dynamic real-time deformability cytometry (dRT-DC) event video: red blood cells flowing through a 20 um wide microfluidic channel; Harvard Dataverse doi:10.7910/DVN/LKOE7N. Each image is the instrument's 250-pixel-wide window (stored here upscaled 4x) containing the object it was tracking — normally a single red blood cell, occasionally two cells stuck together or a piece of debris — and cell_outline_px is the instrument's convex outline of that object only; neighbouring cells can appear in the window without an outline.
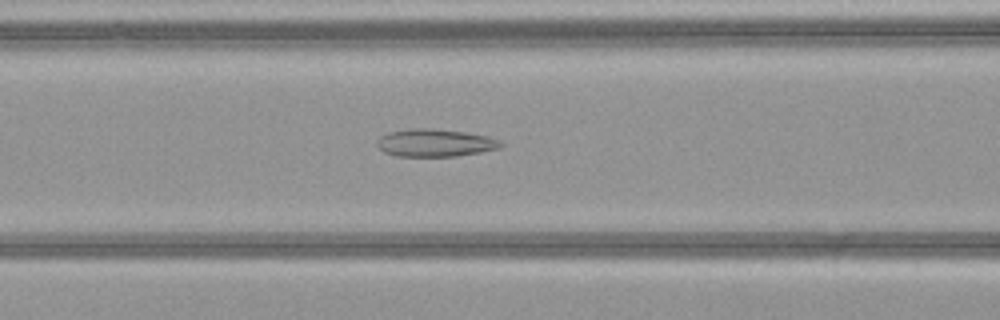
{"species": "common noctule bat (a hibernating species)", "species_latin": "Nyctalus noctula", "temperature_condition": "warm", "stored_images_in_passage": 39, "camera_frame_rate_fps": 3000, "um_per_image_px": 0.085, "animal": {"sex": "female", "body_mass_g": 21.9}, "frame": {"image": 1, "passage_image": 10, "time_ms": 3.0, "image_size_px": [1000, 320], "cell_outline_px": [[504, 144], [500, 148], [480, 152], [456, 156], [396, 156], [384, 152], [376, 144], [376, 140], [380, 136], [388, 132], [408, 128], [428, 128], [464, 132], [488, 136], [500, 140]], "centroid_in_image_um": [36.96, 12.14], "position_along_channel_um": 129.6, "area_um2": 20.0}}
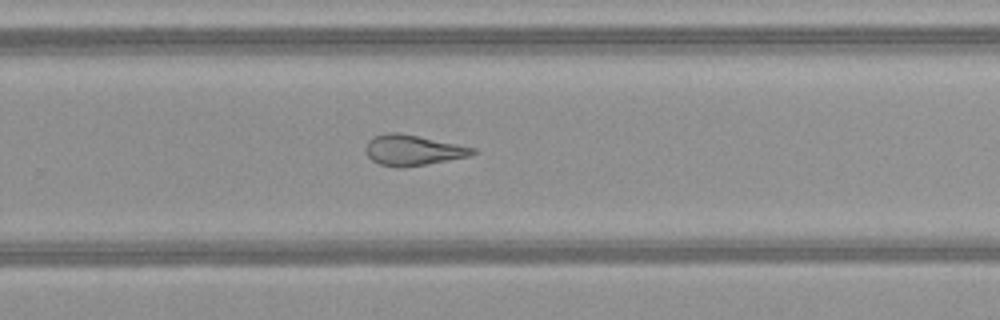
{"frame": {"image": 2, "passage_image": 22, "time_ms": 7.0, "image_size_px": [1000, 320], "cell_outline_px": [[476, 152], [468, 156], [404, 168], [396, 168], [380, 164], [372, 160], [368, 156], [364, 148], [368, 140], [372, 136], [384, 132], [396, 132], [476, 148]], "centroid_in_image_um": [35.01, 12.76], "position_along_channel_um": 294.8, "area_um2": 18.9}}
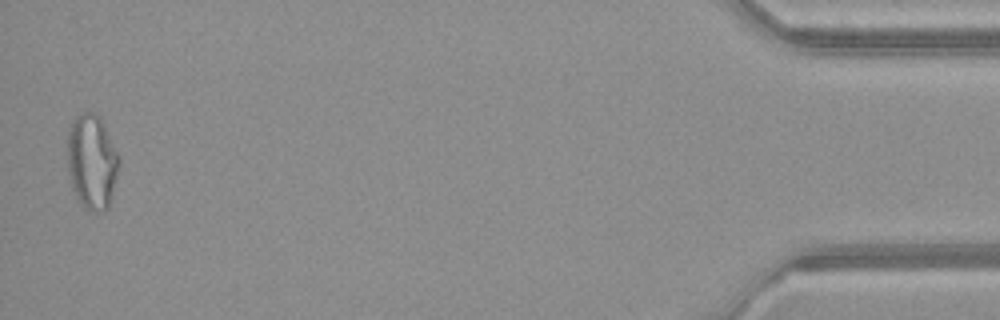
{"frame": {"image": 3, "passage_image": 38, "time_ms": 12.333, "image_size_px": [1000, 320], "cell_outline_px": [[120, 164], [108, 208], [100, 212], [88, 212], [84, 208], [76, 196], [72, 188], [68, 172], [68, 132], [72, 120], [76, 116], [84, 112], [92, 112], [100, 116], [120, 156]], "centroid_in_image_um": [7.82, 13.75], "position_along_channel_um": 427.4, "area_um2": 28.78}, "authors_computed_cell_mechanics": {"area_um2": 21.675, "velocity_mm_per_s": 4.1282, "shape_relaxation_time_tau1_ms": null, "shape_relaxation_time_tau2_ms": 2.7802, "deformation_change_tau1": null, "deformation_change_tau2": 0.1244}}